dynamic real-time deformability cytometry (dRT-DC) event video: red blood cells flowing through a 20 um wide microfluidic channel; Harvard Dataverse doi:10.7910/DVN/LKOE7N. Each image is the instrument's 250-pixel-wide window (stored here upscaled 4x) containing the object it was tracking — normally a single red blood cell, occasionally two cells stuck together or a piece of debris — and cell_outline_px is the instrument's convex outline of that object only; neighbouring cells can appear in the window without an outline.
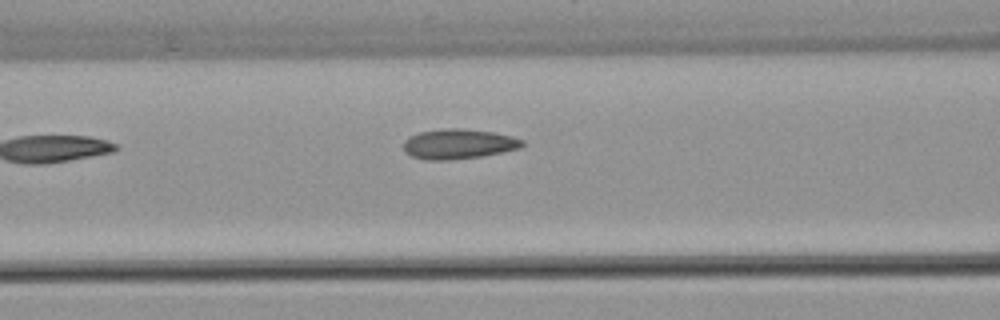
{"species": "common noctule bat (a hibernating species)", "species_latin": "Nyctalus noctula", "temperature_condition": "warm", "stored_images_in_passage": 6, "camera_frame_rate_fps": 3000, "um_per_image_px": 0.085, "animal": {"sex": "female", "body_mass_g": 22.7, "forearm_length_mm": 54.2}, "frame": {"image": 1, "passage_image": 6, "time_ms": 7.0, "image_size_px": [1000, 320], "cell_outline_px": [[524, 144], [520, 148], [484, 156], [452, 160], [424, 160], [412, 156], [404, 152], [404, 140], [408, 136], [420, 132], [448, 128], [464, 128], [492, 132], [512, 136], [524, 140]], "centroid_in_image_um": [38.97, 12.24], "position_along_channel_um": 127.6, "area_um2": 20.92}}